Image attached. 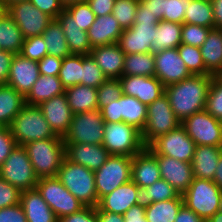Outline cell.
Masks as SVG:
<instances>
[{
	"mask_svg": "<svg viewBox=\"0 0 222 222\" xmlns=\"http://www.w3.org/2000/svg\"><path fill=\"white\" fill-rule=\"evenodd\" d=\"M212 78L213 75H192L179 83L165 87L164 93L180 122L196 112L205 110Z\"/></svg>",
	"mask_w": 222,
	"mask_h": 222,
	"instance_id": "obj_1",
	"label": "cell"
},
{
	"mask_svg": "<svg viewBox=\"0 0 222 222\" xmlns=\"http://www.w3.org/2000/svg\"><path fill=\"white\" fill-rule=\"evenodd\" d=\"M38 179L56 177L65 158L62 137L31 141L23 145Z\"/></svg>",
	"mask_w": 222,
	"mask_h": 222,
	"instance_id": "obj_2",
	"label": "cell"
},
{
	"mask_svg": "<svg viewBox=\"0 0 222 222\" xmlns=\"http://www.w3.org/2000/svg\"><path fill=\"white\" fill-rule=\"evenodd\" d=\"M56 177L82 204L98 205L94 171L64 158Z\"/></svg>",
	"mask_w": 222,
	"mask_h": 222,
	"instance_id": "obj_3",
	"label": "cell"
},
{
	"mask_svg": "<svg viewBox=\"0 0 222 222\" xmlns=\"http://www.w3.org/2000/svg\"><path fill=\"white\" fill-rule=\"evenodd\" d=\"M9 129L17 145L56 136L37 105L25 104L12 120Z\"/></svg>",
	"mask_w": 222,
	"mask_h": 222,
	"instance_id": "obj_4",
	"label": "cell"
},
{
	"mask_svg": "<svg viewBox=\"0 0 222 222\" xmlns=\"http://www.w3.org/2000/svg\"><path fill=\"white\" fill-rule=\"evenodd\" d=\"M182 196L184 204L207 221L219 211L222 190L212 180L195 177Z\"/></svg>",
	"mask_w": 222,
	"mask_h": 222,
	"instance_id": "obj_5",
	"label": "cell"
},
{
	"mask_svg": "<svg viewBox=\"0 0 222 222\" xmlns=\"http://www.w3.org/2000/svg\"><path fill=\"white\" fill-rule=\"evenodd\" d=\"M102 145L111 155L129 157H133L146 148L141 131L125 122L105 123Z\"/></svg>",
	"mask_w": 222,
	"mask_h": 222,
	"instance_id": "obj_6",
	"label": "cell"
},
{
	"mask_svg": "<svg viewBox=\"0 0 222 222\" xmlns=\"http://www.w3.org/2000/svg\"><path fill=\"white\" fill-rule=\"evenodd\" d=\"M0 177L20 191L36 188L38 178L23 145H17L0 166Z\"/></svg>",
	"mask_w": 222,
	"mask_h": 222,
	"instance_id": "obj_7",
	"label": "cell"
},
{
	"mask_svg": "<svg viewBox=\"0 0 222 222\" xmlns=\"http://www.w3.org/2000/svg\"><path fill=\"white\" fill-rule=\"evenodd\" d=\"M180 124L164 93L147 105V121L141 132L144 145L148 147L159 136L176 129Z\"/></svg>",
	"mask_w": 222,
	"mask_h": 222,
	"instance_id": "obj_8",
	"label": "cell"
},
{
	"mask_svg": "<svg viewBox=\"0 0 222 222\" xmlns=\"http://www.w3.org/2000/svg\"><path fill=\"white\" fill-rule=\"evenodd\" d=\"M132 157L110 155L107 161L94 171L98 201L117 187L131 181Z\"/></svg>",
	"mask_w": 222,
	"mask_h": 222,
	"instance_id": "obj_9",
	"label": "cell"
},
{
	"mask_svg": "<svg viewBox=\"0 0 222 222\" xmlns=\"http://www.w3.org/2000/svg\"><path fill=\"white\" fill-rule=\"evenodd\" d=\"M104 119L99 109L73 114L64 143L102 144Z\"/></svg>",
	"mask_w": 222,
	"mask_h": 222,
	"instance_id": "obj_10",
	"label": "cell"
},
{
	"mask_svg": "<svg viewBox=\"0 0 222 222\" xmlns=\"http://www.w3.org/2000/svg\"><path fill=\"white\" fill-rule=\"evenodd\" d=\"M36 189L55 213L57 219L78 212L85 207L57 177L38 179Z\"/></svg>",
	"mask_w": 222,
	"mask_h": 222,
	"instance_id": "obj_11",
	"label": "cell"
},
{
	"mask_svg": "<svg viewBox=\"0 0 222 222\" xmlns=\"http://www.w3.org/2000/svg\"><path fill=\"white\" fill-rule=\"evenodd\" d=\"M100 111L105 123L125 122L141 132L147 121V105L125 94Z\"/></svg>",
	"mask_w": 222,
	"mask_h": 222,
	"instance_id": "obj_12",
	"label": "cell"
},
{
	"mask_svg": "<svg viewBox=\"0 0 222 222\" xmlns=\"http://www.w3.org/2000/svg\"><path fill=\"white\" fill-rule=\"evenodd\" d=\"M195 145L222 146V121L206 110L194 113L180 124Z\"/></svg>",
	"mask_w": 222,
	"mask_h": 222,
	"instance_id": "obj_13",
	"label": "cell"
},
{
	"mask_svg": "<svg viewBox=\"0 0 222 222\" xmlns=\"http://www.w3.org/2000/svg\"><path fill=\"white\" fill-rule=\"evenodd\" d=\"M195 147V142L187 135L185 129L179 125L176 129L159 136L146 148L152 154L165 155L191 163Z\"/></svg>",
	"mask_w": 222,
	"mask_h": 222,
	"instance_id": "obj_14",
	"label": "cell"
},
{
	"mask_svg": "<svg viewBox=\"0 0 222 222\" xmlns=\"http://www.w3.org/2000/svg\"><path fill=\"white\" fill-rule=\"evenodd\" d=\"M18 25L24 38L42 35L53 20L49 15L36 8L29 0L14 2L6 8Z\"/></svg>",
	"mask_w": 222,
	"mask_h": 222,
	"instance_id": "obj_15",
	"label": "cell"
},
{
	"mask_svg": "<svg viewBox=\"0 0 222 222\" xmlns=\"http://www.w3.org/2000/svg\"><path fill=\"white\" fill-rule=\"evenodd\" d=\"M155 77L164 87L179 83L192 76L180 58L177 48L166 49L154 53Z\"/></svg>",
	"mask_w": 222,
	"mask_h": 222,
	"instance_id": "obj_16",
	"label": "cell"
},
{
	"mask_svg": "<svg viewBox=\"0 0 222 222\" xmlns=\"http://www.w3.org/2000/svg\"><path fill=\"white\" fill-rule=\"evenodd\" d=\"M122 93L149 105L164 94L165 87L155 76H122Z\"/></svg>",
	"mask_w": 222,
	"mask_h": 222,
	"instance_id": "obj_17",
	"label": "cell"
},
{
	"mask_svg": "<svg viewBox=\"0 0 222 222\" xmlns=\"http://www.w3.org/2000/svg\"><path fill=\"white\" fill-rule=\"evenodd\" d=\"M153 155L157 158L161 179L166 180L182 195L195 178L191 163L165 155Z\"/></svg>",
	"mask_w": 222,
	"mask_h": 222,
	"instance_id": "obj_18",
	"label": "cell"
},
{
	"mask_svg": "<svg viewBox=\"0 0 222 222\" xmlns=\"http://www.w3.org/2000/svg\"><path fill=\"white\" fill-rule=\"evenodd\" d=\"M39 76L37 61L15 54L11 62L7 85L26 97Z\"/></svg>",
	"mask_w": 222,
	"mask_h": 222,
	"instance_id": "obj_19",
	"label": "cell"
},
{
	"mask_svg": "<svg viewBox=\"0 0 222 222\" xmlns=\"http://www.w3.org/2000/svg\"><path fill=\"white\" fill-rule=\"evenodd\" d=\"M157 24L158 23L133 24L131 28L123 30L118 45L125 55L150 53L151 43L153 42L155 35H157Z\"/></svg>",
	"mask_w": 222,
	"mask_h": 222,
	"instance_id": "obj_20",
	"label": "cell"
},
{
	"mask_svg": "<svg viewBox=\"0 0 222 222\" xmlns=\"http://www.w3.org/2000/svg\"><path fill=\"white\" fill-rule=\"evenodd\" d=\"M39 107L54 134L63 138L73 118L65 94L44 101Z\"/></svg>",
	"mask_w": 222,
	"mask_h": 222,
	"instance_id": "obj_21",
	"label": "cell"
},
{
	"mask_svg": "<svg viewBox=\"0 0 222 222\" xmlns=\"http://www.w3.org/2000/svg\"><path fill=\"white\" fill-rule=\"evenodd\" d=\"M65 158L91 171L98 170L111 155L102 144L64 143Z\"/></svg>",
	"mask_w": 222,
	"mask_h": 222,
	"instance_id": "obj_22",
	"label": "cell"
},
{
	"mask_svg": "<svg viewBox=\"0 0 222 222\" xmlns=\"http://www.w3.org/2000/svg\"><path fill=\"white\" fill-rule=\"evenodd\" d=\"M90 55L107 79H119L123 76L125 53L118 43L94 47Z\"/></svg>",
	"mask_w": 222,
	"mask_h": 222,
	"instance_id": "obj_23",
	"label": "cell"
},
{
	"mask_svg": "<svg viewBox=\"0 0 222 222\" xmlns=\"http://www.w3.org/2000/svg\"><path fill=\"white\" fill-rule=\"evenodd\" d=\"M138 188L139 186L131 180L103 196L97 207L102 211L124 215L131 206L137 204Z\"/></svg>",
	"mask_w": 222,
	"mask_h": 222,
	"instance_id": "obj_24",
	"label": "cell"
},
{
	"mask_svg": "<svg viewBox=\"0 0 222 222\" xmlns=\"http://www.w3.org/2000/svg\"><path fill=\"white\" fill-rule=\"evenodd\" d=\"M161 179L157 158L145 148L132 157L131 180L141 188Z\"/></svg>",
	"mask_w": 222,
	"mask_h": 222,
	"instance_id": "obj_25",
	"label": "cell"
},
{
	"mask_svg": "<svg viewBox=\"0 0 222 222\" xmlns=\"http://www.w3.org/2000/svg\"><path fill=\"white\" fill-rule=\"evenodd\" d=\"M123 29L113 14L99 16L87 30L91 47L118 43Z\"/></svg>",
	"mask_w": 222,
	"mask_h": 222,
	"instance_id": "obj_26",
	"label": "cell"
},
{
	"mask_svg": "<svg viewBox=\"0 0 222 222\" xmlns=\"http://www.w3.org/2000/svg\"><path fill=\"white\" fill-rule=\"evenodd\" d=\"M20 204L27 222H58L55 213L36 188L21 191Z\"/></svg>",
	"mask_w": 222,
	"mask_h": 222,
	"instance_id": "obj_27",
	"label": "cell"
},
{
	"mask_svg": "<svg viewBox=\"0 0 222 222\" xmlns=\"http://www.w3.org/2000/svg\"><path fill=\"white\" fill-rule=\"evenodd\" d=\"M221 153V147L197 145L191 161L194 177L213 181Z\"/></svg>",
	"mask_w": 222,
	"mask_h": 222,
	"instance_id": "obj_28",
	"label": "cell"
},
{
	"mask_svg": "<svg viewBox=\"0 0 222 222\" xmlns=\"http://www.w3.org/2000/svg\"><path fill=\"white\" fill-rule=\"evenodd\" d=\"M62 25L63 32L71 54L89 55L92 47L86 31L73 22V17L64 10L57 18Z\"/></svg>",
	"mask_w": 222,
	"mask_h": 222,
	"instance_id": "obj_29",
	"label": "cell"
},
{
	"mask_svg": "<svg viewBox=\"0 0 222 222\" xmlns=\"http://www.w3.org/2000/svg\"><path fill=\"white\" fill-rule=\"evenodd\" d=\"M67 102L73 114L98 109L97 88L75 85L65 88Z\"/></svg>",
	"mask_w": 222,
	"mask_h": 222,
	"instance_id": "obj_30",
	"label": "cell"
},
{
	"mask_svg": "<svg viewBox=\"0 0 222 222\" xmlns=\"http://www.w3.org/2000/svg\"><path fill=\"white\" fill-rule=\"evenodd\" d=\"M64 92L65 87L62 85L59 76L40 75L25 97V104L39 106L44 101L62 95Z\"/></svg>",
	"mask_w": 222,
	"mask_h": 222,
	"instance_id": "obj_31",
	"label": "cell"
},
{
	"mask_svg": "<svg viewBox=\"0 0 222 222\" xmlns=\"http://www.w3.org/2000/svg\"><path fill=\"white\" fill-rule=\"evenodd\" d=\"M200 52L207 71L215 76L222 69V29H211Z\"/></svg>",
	"mask_w": 222,
	"mask_h": 222,
	"instance_id": "obj_32",
	"label": "cell"
},
{
	"mask_svg": "<svg viewBox=\"0 0 222 222\" xmlns=\"http://www.w3.org/2000/svg\"><path fill=\"white\" fill-rule=\"evenodd\" d=\"M25 105V97L7 84L0 85V125L9 127Z\"/></svg>",
	"mask_w": 222,
	"mask_h": 222,
	"instance_id": "obj_33",
	"label": "cell"
},
{
	"mask_svg": "<svg viewBox=\"0 0 222 222\" xmlns=\"http://www.w3.org/2000/svg\"><path fill=\"white\" fill-rule=\"evenodd\" d=\"M191 0H150L145 1L159 21L184 23L185 10Z\"/></svg>",
	"mask_w": 222,
	"mask_h": 222,
	"instance_id": "obj_34",
	"label": "cell"
},
{
	"mask_svg": "<svg viewBox=\"0 0 222 222\" xmlns=\"http://www.w3.org/2000/svg\"><path fill=\"white\" fill-rule=\"evenodd\" d=\"M182 24L161 20L156 25V33L151 43V53L177 48L181 45Z\"/></svg>",
	"mask_w": 222,
	"mask_h": 222,
	"instance_id": "obj_35",
	"label": "cell"
},
{
	"mask_svg": "<svg viewBox=\"0 0 222 222\" xmlns=\"http://www.w3.org/2000/svg\"><path fill=\"white\" fill-rule=\"evenodd\" d=\"M25 38L12 16L6 11L0 17V49L20 54Z\"/></svg>",
	"mask_w": 222,
	"mask_h": 222,
	"instance_id": "obj_36",
	"label": "cell"
},
{
	"mask_svg": "<svg viewBox=\"0 0 222 222\" xmlns=\"http://www.w3.org/2000/svg\"><path fill=\"white\" fill-rule=\"evenodd\" d=\"M179 196L180 194L172 185L166 180L160 179L146 188L139 187L136 201L137 205L147 207L154 202L174 199Z\"/></svg>",
	"mask_w": 222,
	"mask_h": 222,
	"instance_id": "obj_37",
	"label": "cell"
},
{
	"mask_svg": "<svg viewBox=\"0 0 222 222\" xmlns=\"http://www.w3.org/2000/svg\"><path fill=\"white\" fill-rule=\"evenodd\" d=\"M184 204L183 196L158 201L145 207V218L148 222H174Z\"/></svg>",
	"mask_w": 222,
	"mask_h": 222,
	"instance_id": "obj_38",
	"label": "cell"
},
{
	"mask_svg": "<svg viewBox=\"0 0 222 222\" xmlns=\"http://www.w3.org/2000/svg\"><path fill=\"white\" fill-rule=\"evenodd\" d=\"M43 39L49 55L65 58L71 55L62 25L53 19L44 30Z\"/></svg>",
	"mask_w": 222,
	"mask_h": 222,
	"instance_id": "obj_39",
	"label": "cell"
},
{
	"mask_svg": "<svg viewBox=\"0 0 222 222\" xmlns=\"http://www.w3.org/2000/svg\"><path fill=\"white\" fill-rule=\"evenodd\" d=\"M123 76H155L154 53L125 55Z\"/></svg>",
	"mask_w": 222,
	"mask_h": 222,
	"instance_id": "obj_40",
	"label": "cell"
},
{
	"mask_svg": "<svg viewBox=\"0 0 222 222\" xmlns=\"http://www.w3.org/2000/svg\"><path fill=\"white\" fill-rule=\"evenodd\" d=\"M184 23L214 29L213 9L210 0H191L185 10Z\"/></svg>",
	"mask_w": 222,
	"mask_h": 222,
	"instance_id": "obj_41",
	"label": "cell"
},
{
	"mask_svg": "<svg viewBox=\"0 0 222 222\" xmlns=\"http://www.w3.org/2000/svg\"><path fill=\"white\" fill-rule=\"evenodd\" d=\"M83 54H71L63 58L59 79L67 88L82 84Z\"/></svg>",
	"mask_w": 222,
	"mask_h": 222,
	"instance_id": "obj_42",
	"label": "cell"
},
{
	"mask_svg": "<svg viewBox=\"0 0 222 222\" xmlns=\"http://www.w3.org/2000/svg\"><path fill=\"white\" fill-rule=\"evenodd\" d=\"M177 50L192 75H211L205 67L199 47L181 44Z\"/></svg>",
	"mask_w": 222,
	"mask_h": 222,
	"instance_id": "obj_43",
	"label": "cell"
},
{
	"mask_svg": "<svg viewBox=\"0 0 222 222\" xmlns=\"http://www.w3.org/2000/svg\"><path fill=\"white\" fill-rule=\"evenodd\" d=\"M139 0H115L112 14L123 30L132 27Z\"/></svg>",
	"mask_w": 222,
	"mask_h": 222,
	"instance_id": "obj_44",
	"label": "cell"
},
{
	"mask_svg": "<svg viewBox=\"0 0 222 222\" xmlns=\"http://www.w3.org/2000/svg\"><path fill=\"white\" fill-rule=\"evenodd\" d=\"M65 10L73 17V22L83 31L91 27L95 21V14L87 1H81L65 7Z\"/></svg>",
	"mask_w": 222,
	"mask_h": 222,
	"instance_id": "obj_45",
	"label": "cell"
},
{
	"mask_svg": "<svg viewBox=\"0 0 222 222\" xmlns=\"http://www.w3.org/2000/svg\"><path fill=\"white\" fill-rule=\"evenodd\" d=\"M107 79L93 57L83 55L82 85L99 88Z\"/></svg>",
	"mask_w": 222,
	"mask_h": 222,
	"instance_id": "obj_46",
	"label": "cell"
},
{
	"mask_svg": "<svg viewBox=\"0 0 222 222\" xmlns=\"http://www.w3.org/2000/svg\"><path fill=\"white\" fill-rule=\"evenodd\" d=\"M122 95V87L119 79H106L97 88L98 109L101 110L111 102L118 100Z\"/></svg>",
	"mask_w": 222,
	"mask_h": 222,
	"instance_id": "obj_47",
	"label": "cell"
},
{
	"mask_svg": "<svg viewBox=\"0 0 222 222\" xmlns=\"http://www.w3.org/2000/svg\"><path fill=\"white\" fill-rule=\"evenodd\" d=\"M211 28L183 23L181 29V44H186L194 47H201L205 42Z\"/></svg>",
	"mask_w": 222,
	"mask_h": 222,
	"instance_id": "obj_48",
	"label": "cell"
},
{
	"mask_svg": "<svg viewBox=\"0 0 222 222\" xmlns=\"http://www.w3.org/2000/svg\"><path fill=\"white\" fill-rule=\"evenodd\" d=\"M205 110L217 120L222 121V83L214 76L208 91Z\"/></svg>",
	"mask_w": 222,
	"mask_h": 222,
	"instance_id": "obj_49",
	"label": "cell"
},
{
	"mask_svg": "<svg viewBox=\"0 0 222 222\" xmlns=\"http://www.w3.org/2000/svg\"><path fill=\"white\" fill-rule=\"evenodd\" d=\"M20 54L25 58L39 62L48 54L43 36L25 38Z\"/></svg>",
	"mask_w": 222,
	"mask_h": 222,
	"instance_id": "obj_50",
	"label": "cell"
},
{
	"mask_svg": "<svg viewBox=\"0 0 222 222\" xmlns=\"http://www.w3.org/2000/svg\"><path fill=\"white\" fill-rule=\"evenodd\" d=\"M21 191L0 177V209L20 203Z\"/></svg>",
	"mask_w": 222,
	"mask_h": 222,
	"instance_id": "obj_51",
	"label": "cell"
},
{
	"mask_svg": "<svg viewBox=\"0 0 222 222\" xmlns=\"http://www.w3.org/2000/svg\"><path fill=\"white\" fill-rule=\"evenodd\" d=\"M63 58L47 54L38 62L40 75L59 76Z\"/></svg>",
	"mask_w": 222,
	"mask_h": 222,
	"instance_id": "obj_52",
	"label": "cell"
},
{
	"mask_svg": "<svg viewBox=\"0 0 222 222\" xmlns=\"http://www.w3.org/2000/svg\"><path fill=\"white\" fill-rule=\"evenodd\" d=\"M36 8L43 13L49 15L52 19H56L64 10L60 0H29Z\"/></svg>",
	"mask_w": 222,
	"mask_h": 222,
	"instance_id": "obj_53",
	"label": "cell"
},
{
	"mask_svg": "<svg viewBox=\"0 0 222 222\" xmlns=\"http://www.w3.org/2000/svg\"><path fill=\"white\" fill-rule=\"evenodd\" d=\"M16 146V142L11 134L9 127L0 128V166L10 155L12 149Z\"/></svg>",
	"mask_w": 222,
	"mask_h": 222,
	"instance_id": "obj_54",
	"label": "cell"
},
{
	"mask_svg": "<svg viewBox=\"0 0 222 222\" xmlns=\"http://www.w3.org/2000/svg\"><path fill=\"white\" fill-rule=\"evenodd\" d=\"M58 222H98L95 207L85 206L78 212L58 219Z\"/></svg>",
	"mask_w": 222,
	"mask_h": 222,
	"instance_id": "obj_55",
	"label": "cell"
},
{
	"mask_svg": "<svg viewBox=\"0 0 222 222\" xmlns=\"http://www.w3.org/2000/svg\"><path fill=\"white\" fill-rule=\"evenodd\" d=\"M0 222H27L21 204L0 209Z\"/></svg>",
	"mask_w": 222,
	"mask_h": 222,
	"instance_id": "obj_56",
	"label": "cell"
},
{
	"mask_svg": "<svg viewBox=\"0 0 222 222\" xmlns=\"http://www.w3.org/2000/svg\"><path fill=\"white\" fill-rule=\"evenodd\" d=\"M150 23H159V20L151 11L150 6L145 1H139L134 24Z\"/></svg>",
	"mask_w": 222,
	"mask_h": 222,
	"instance_id": "obj_57",
	"label": "cell"
},
{
	"mask_svg": "<svg viewBox=\"0 0 222 222\" xmlns=\"http://www.w3.org/2000/svg\"><path fill=\"white\" fill-rule=\"evenodd\" d=\"M14 53L0 49V85L7 84Z\"/></svg>",
	"mask_w": 222,
	"mask_h": 222,
	"instance_id": "obj_58",
	"label": "cell"
},
{
	"mask_svg": "<svg viewBox=\"0 0 222 222\" xmlns=\"http://www.w3.org/2000/svg\"><path fill=\"white\" fill-rule=\"evenodd\" d=\"M96 17L112 13L115 0H86Z\"/></svg>",
	"mask_w": 222,
	"mask_h": 222,
	"instance_id": "obj_59",
	"label": "cell"
},
{
	"mask_svg": "<svg viewBox=\"0 0 222 222\" xmlns=\"http://www.w3.org/2000/svg\"><path fill=\"white\" fill-rule=\"evenodd\" d=\"M124 222H148L145 218V207L137 204L131 206L124 213Z\"/></svg>",
	"mask_w": 222,
	"mask_h": 222,
	"instance_id": "obj_60",
	"label": "cell"
},
{
	"mask_svg": "<svg viewBox=\"0 0 222 222\" xmlns=\"http://www.w3.org/2000/svg\"><path fill=\"white\" fill-rule=\"evenodd\" d=\"M174 222H206V221L203 218H200L194 211L190 210L185 204H183Z\"/></svg>",
	"mask_w": 222,
	"mask_h": 222,
	"instance_id": "obj_61",
	"label": "cell"
},
{
	"mask_svg": "<svg viewBox=\"0 0 222 222\" xmlns=\"http://www.w3.org/2000/svg\"><path fill=\"white\" fill-rule=\"evenodd\" d=\"M95 212L98 222H124V215L102 211L97 206Z\"/></svg>",
	"mask_w": 222,
	"mask_h": 222,
	"instance_id": "obj_62",
	"label": "cell"
},
{
	"mask_svg": "<svg viewBox=\"0 0 222 222\" xmlns=\"http://www.w3.org/2000/svg\"><path fill=\"white\" fill-rule=\"evenodd\" d=\"M213 9L214 28L222 29V0H210Z\"/></svg>",
	"mask_w": 222,
	"mask_h": 222,
	"instance_id": "obj_63",
	"label": "cell"
},
{
	"mask_svg": "<svg viewBox=\"0 0 222 222\" xmlns=\"http://www.w3.org/2000/svg\"><path fill=\"white\" fill-rule=\"evenodd\" d=\"M213 181L222 190V153H221V156L219 159V163L217 165V169L215 171V177H214Z\"/></svg>",
	"mask_w": 222,
	"mask_h": 222,
	"instance_id": "obj_64",
	"label": "cell"
},
{
	"mask_svg": "<svg viewBox=\"0 0 222 222\" xmlns=\"http://www.w3.org/2000/svg\"><path fill=\"white\" fill-rule=\"evenodd\" d=\"M206 222H222V212H216L211 218H209Z\"/></svg>",
	"mask_w": 222,
	"mask_h": 222,
	"instance_id": "obj_65",
	"label": "cell"
},
{
	"mask_svg": "<svg viewBox=\"0 0 222 222\" xmlns=\"http://www.w3.org/2000/svg\"><path fill=\"white\" fill-rule=\"evenodd\" d=\"M81 1H86V0H60V2L62 3V5L64 7H67L68 5L78 3V2H81Z\"/></svg>",
	"mask_w": 222,
	"mask_h": 222,
	"instance_id": "obj_66",
	"label": "cell"
},
{
	"mask_svg": "<svg viewBox=\"0 0 222 222\" xmlns=\"http://www.w3.org/2000/svg\"><path fill=\"white\" fill-rule=\"evenodd\" d=\"M4 6L7 8L9 5H11L14 2L23 1V0H1Z\"/></svg>",
	"mask_w": 222,
	"mask_h": 222,
	"instance_id": "obj_67",
	"label": "cell"
},
{
	"mask_svg": "<svg viewBox=\"0 0 222 222\" xmlns=\"http://www.w3.org/2000/svg\"><path fill=\"white\" fill-rule=\"evenodd\" d=\"M4 12H6V7L4 6L2 1L0 0V17L3 15Z\"/></svg>",
	"mask_w": 222,
	"mask_h": 222,
	"instance_id": "obj_68",
	"label": "cell"
},
{
	"mask_svg": "<svg viewBox=\"0 0 222 222\" xmlns=\"http://www.w3.org/2000/svg\"><path fill=\"white\" fill-rule=\"evenodd\" d=\"M214 77L222 83V69Z\"/></svg>",
	"mask_w": 222,
	"mask_h": 222,
	"instance_id": "obj_69",
	"label": "cell"
},
{
	"mask_svg": "<svg viewBox=\"0 0 222 222\" xmlns=\"http://www.w3.org/2000/svg\"><path fill=\"white\" fill-rule=\"evenodd\" d=\"M219 211L222 212V196H221V201H220Z\"/></svg>",
	"mask_w": 222,
	"mask_h": 222,
	"instance_id": "obj_70",
	"label": "cell"
}]
</instances>
